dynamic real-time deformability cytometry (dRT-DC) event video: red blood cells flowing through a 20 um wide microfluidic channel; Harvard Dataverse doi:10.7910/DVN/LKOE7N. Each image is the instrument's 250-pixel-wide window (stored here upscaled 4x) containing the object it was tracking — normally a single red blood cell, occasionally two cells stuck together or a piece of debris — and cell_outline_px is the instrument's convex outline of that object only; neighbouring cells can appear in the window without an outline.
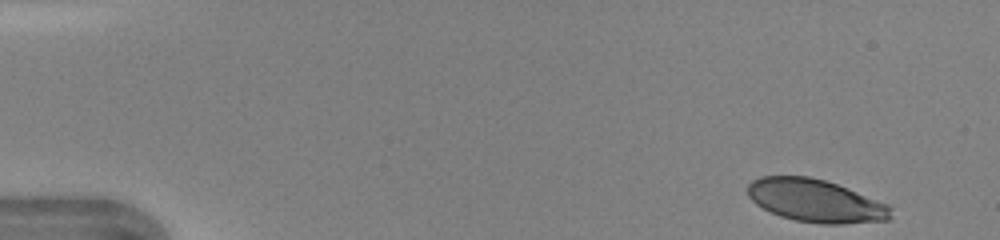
{"species": "human", "species_latin": "Homo sapiens", "temperature_condition": "warm", "stored_images_in_passage": 41, "camera_frame_rate_fps": 3000, "um_per_image_px": 0.085, "donor": {"sex": "female"}, "frame": {"image": 1, "passage_image": 1, "time_ms": 0.0, "image_size_px": [1000, 240], "cell_outline_px": [[892, 216], [888, 220], [844, 224], [820, 224], [796, 220], [780, 216], [756, 204], [748, 196], [748, 184], [752, 180], [760, 176], [808, 176], [824, 180], [836, 184], [888, 204], [892, 208]], "centroid_in_image_um": [69.33, 17.07], "position_along_channel_um": 15.7, "area_um2": 35.6}}
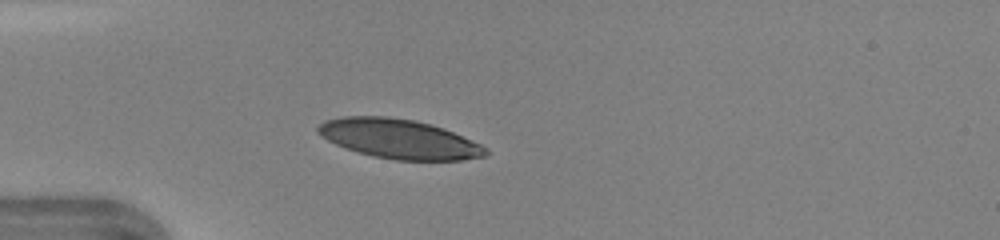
{"frame": {"image": 2, "passage_image": 11, "time_ms": 3.333, "image_size_px": [1000, 240], "cell_outline_px": [[488, 156], [460, 160], [396, 160], [372, 156], [356, 152], [344, 148], [320, 136], [316, 132], [316, 128], [324, 120], [344, 116], [388, 116], [412, 120], [444, 128], [480, 144], [488, 148]], "centroid_in_image_um": [33.89, 11.81], "position_along_channel_um": 51.1, "area_um2": 38.61}}
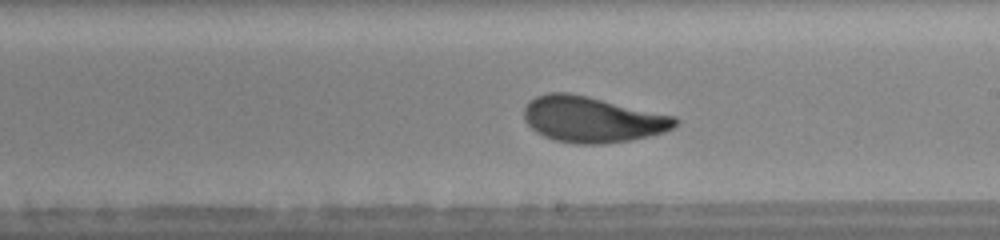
{"frame": {"image": 3, "passage_image": 25, "time_ms": 8.0, "image_size_px": [1000, 240], "cell_outline_px": [[680, 120], [672, 128], [664, 132], [632, 140], [604, 144], [576, 144], [556, 140], [544, 136], [536, 132], [524, 120], [524, 108], [528, 100], [536, 96], [548, 92], [568, 92], [588, 96], [676, 116]], "centroid_in_image_um": [50.33, 10.14], "position_along_channel_um": 238.7, "area_um2": 40.63}, "authors_computed_cell_mechanics": {"area_um2": 39.4774, "velocity_mm_per_s": 4.3611, "shape_relaxation_time_tau1_ms": 2.2732, "shape_relaxation_time_tau2_ms": 0.7317, "deformation_change_tau1": 0.1481, "deformation_change_tau2": 0.0536}}